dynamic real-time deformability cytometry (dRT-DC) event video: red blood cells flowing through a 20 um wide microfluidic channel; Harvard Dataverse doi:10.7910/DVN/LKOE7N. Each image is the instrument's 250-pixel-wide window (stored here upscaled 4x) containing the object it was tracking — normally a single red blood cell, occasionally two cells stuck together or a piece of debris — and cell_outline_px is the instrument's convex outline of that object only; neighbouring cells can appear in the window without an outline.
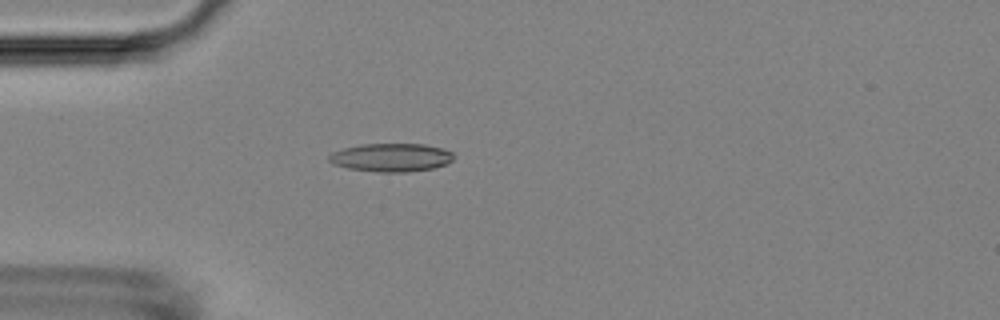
{"species": "Egyptian fruit bat (a non-hibernating species)", "species_latin": "Rousettus aegyptiacus", "temperature_condition": "room temperature", "stored_images_in_passage": 40, "camera_frame_rate_fps": 3000, "um_per_image_px": 0.085, "animal": {"sex": "female"}, "frame": {"image": 1, "passage_image": 10, "time_ms": 3.0, "image_size_px": [1000, 320], "cell_outline_px": [[456, 156], [452, 160], [436, 168], [408, 172], [380, 172], [348, 168], [332, 164], [328, 160], [328, 156], [332, 152], [344, 148], [360, 144], [424, 144], [444, 148], [452, 152]], "centroid_in_image_um": [33.27, 13.38], "position_along_channel_um": 51.7, "area_um2": 20.75}}
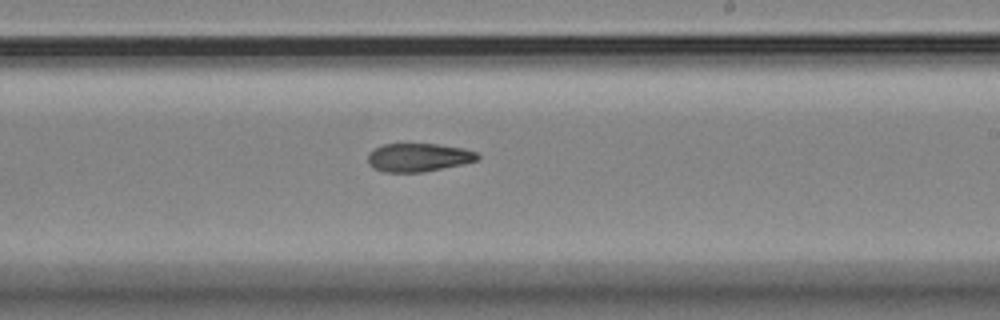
{"frame": {"image": 2, "passage_image": 27, "time_ms": 8.667, "image_size_px": [1000, 320], "cell_outline_px": [[480, 160], [464, 164], [424, 172], [384, 172], [372, 168], [368, 164], [368, 152], [384, 144], [436, 144], [464, 148], [476, 152], [480, 156]], "centroid_in_image_um": [35.58, 13.39], "position_along_channel_um": 253.4, "area_um2": 18.32}}
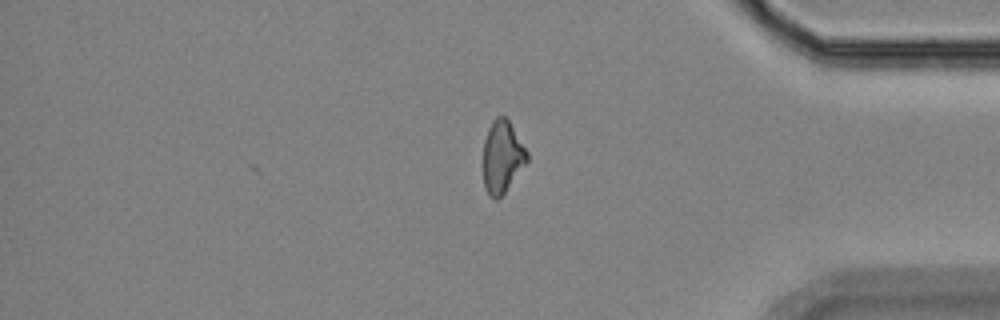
{"frame": {"image": 3, "passage_image": 40, "time_ms": 13.0, "image_size_px": [1000, 320], "cell_outline_px": [[528, 160], [504, 192], [496, 200], [488, 196], [484, 188], [484, 140], [488, 128], [492, 120], [496, 116], [504, 116], [508, 120], [528, 152]], "centroid_in_image_um": [42.67, 13.32], "position_along_channel_um": 392.5, "area_um2": 18.21}, "authors_computed_cell_mechanics": {"area_um2": 19.0451, "velocity_mm_per_s": 3.7119, "shape_relaxation_time_tau1_ms": null, "shape_relaxation_time_tau2_ms": 6.8013, "deformation_change_tau1": null, "deformation_change_tau2": 0.163}}